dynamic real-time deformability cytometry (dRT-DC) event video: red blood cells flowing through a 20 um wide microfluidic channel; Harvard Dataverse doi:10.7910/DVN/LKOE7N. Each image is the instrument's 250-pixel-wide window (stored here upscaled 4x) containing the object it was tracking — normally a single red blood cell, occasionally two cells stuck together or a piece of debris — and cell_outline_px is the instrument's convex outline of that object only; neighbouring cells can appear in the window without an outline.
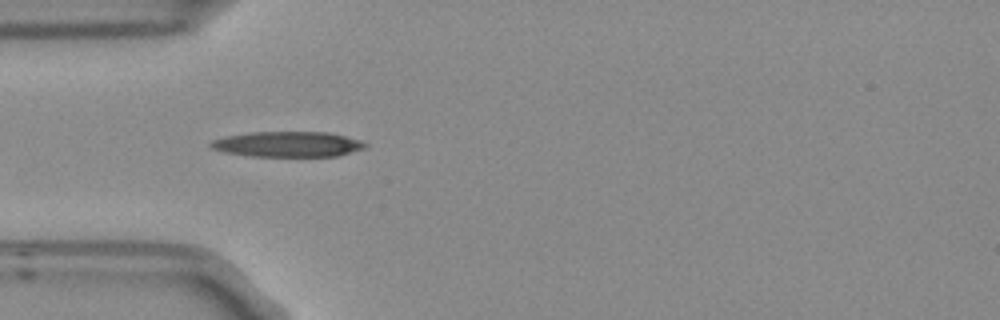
{"species": "Egyptian fruit bat (a non-hibernating species)", "species_latin": "Rousettus aegyptiacus", "temperature_condition": "room temperature", "stored_images_in_passage": 3, "camera_frame_rate_fps": 3000, "um_per_image_px": 0.085, "frame": {"image": 1, "passage_image": 2, "time_ms": 0.333, "image_size_px": [1000, 320], "cell_outline_px": [[368, 144], [364, 148], [336, 156], [252, 156], [224, 152], [212, 148], [208, 144], [212, 140], [228, 136], [252, 132], [328, 132], [360, 140]], "centroid_in_image_um": [24.45, 12.26], "position_along_channel_um": 60.5, "area_um2": 22.6}}